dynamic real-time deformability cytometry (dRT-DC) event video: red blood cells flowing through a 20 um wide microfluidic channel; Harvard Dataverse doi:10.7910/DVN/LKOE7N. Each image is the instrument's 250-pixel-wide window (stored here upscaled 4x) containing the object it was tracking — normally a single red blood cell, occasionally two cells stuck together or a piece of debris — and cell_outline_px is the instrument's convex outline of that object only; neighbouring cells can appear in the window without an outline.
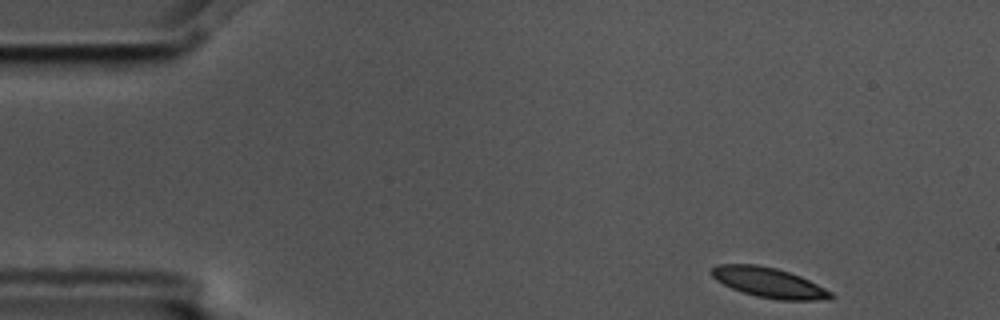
{"species": "common noctule bat (a hibernating species)", "species_latin": "Nyctalus noctula", "temperature_condition": "cold", "stored_images_in_passage": 4, "camera_frame_rate_fps": 3000, "um_per_image_px": 0.085, "animal": {"sex": "male", "body_mass_g": 17.5, "forearm_length_mm": 52.3}, "frame": {"image": 1, "passage_image": 1, "time_ms": 0.0, "image_size_px": [1000, 320], "cell_outline_px": [[836, 296], [816, 300], [780, 300], [756, 296], [732, 288], [716, 280], [708, 272], [716, 264], [756, 264], [776, 268], [800, 276], [832, 292]], "centroid_in_image_um": [65.31, 24.01], "position_along_channel_um": 19.7, "area_um2": 20.63}}
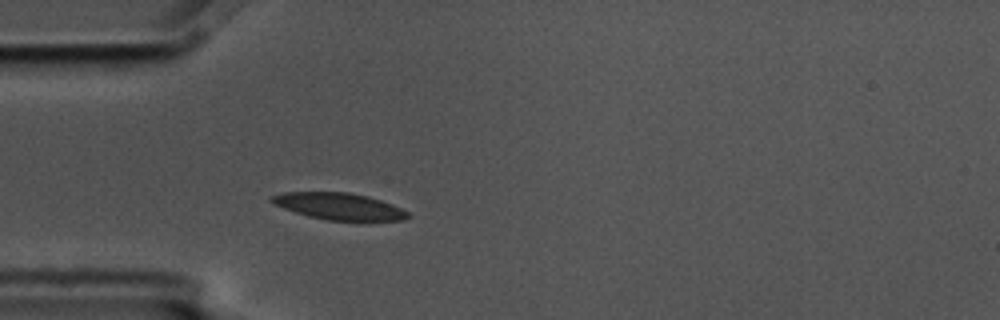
{"frame": {"image": 2, "passage_image": 4, "time_ms": 1.0, "image_size_px": [1000, 320], "cell_outline_px": [[412, 216], [404, 220], [328, 220], [308, 216], [272, 204], [268, 200], [268, 196], [284, 192], [348, 192], [368, 196], [392, 204], [408, 212]], "centroid_in_image_um": [28.78, 17.52], "position_along_channel_um": 56.2, "area_um2": 21.21}}